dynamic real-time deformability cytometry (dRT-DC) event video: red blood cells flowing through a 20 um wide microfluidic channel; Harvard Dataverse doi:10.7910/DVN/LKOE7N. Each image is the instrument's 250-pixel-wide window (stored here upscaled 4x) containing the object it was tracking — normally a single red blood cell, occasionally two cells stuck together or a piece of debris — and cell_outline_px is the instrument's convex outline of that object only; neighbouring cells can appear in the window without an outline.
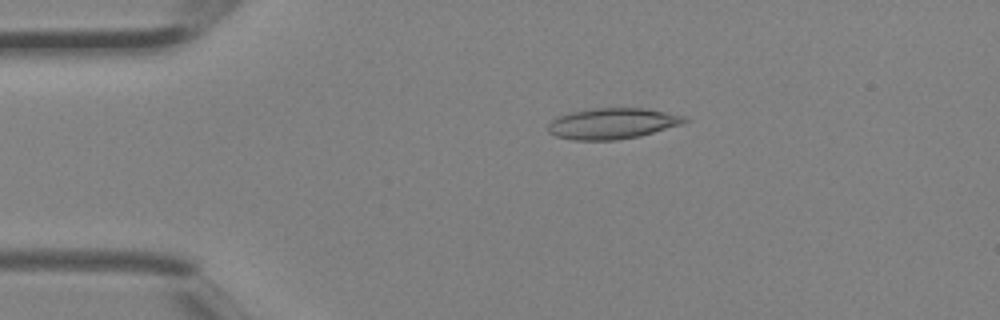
{"species": "Egyptian fruit bat (a non-hibernating species)", "species_latin": "Rousettus aegyptiacus", "temperature_condition": "room temperature", "stored_images_in_passage": 4, "camera_frame_rate_fps": 3000, "um_per_image_px": 0.085, "animal": {"sex": "female"}, "frame": {"image": 1, "passage_image": 3, "time_ms": 0.667, "image_size_px": [1000, 320], "cell_outline_px": [[688, 120], [680, 124], [640, 136], [616, 140], [572, 140], [556, 136], [548, 132], [548, 124], [556, 116], [568, 112], [592, 108], [644, 108], [684, 116]], "centroid_in_image_um": [51.97, 10.49], "position_along_channel_um": 33.0, "area_um2": 24.51}}